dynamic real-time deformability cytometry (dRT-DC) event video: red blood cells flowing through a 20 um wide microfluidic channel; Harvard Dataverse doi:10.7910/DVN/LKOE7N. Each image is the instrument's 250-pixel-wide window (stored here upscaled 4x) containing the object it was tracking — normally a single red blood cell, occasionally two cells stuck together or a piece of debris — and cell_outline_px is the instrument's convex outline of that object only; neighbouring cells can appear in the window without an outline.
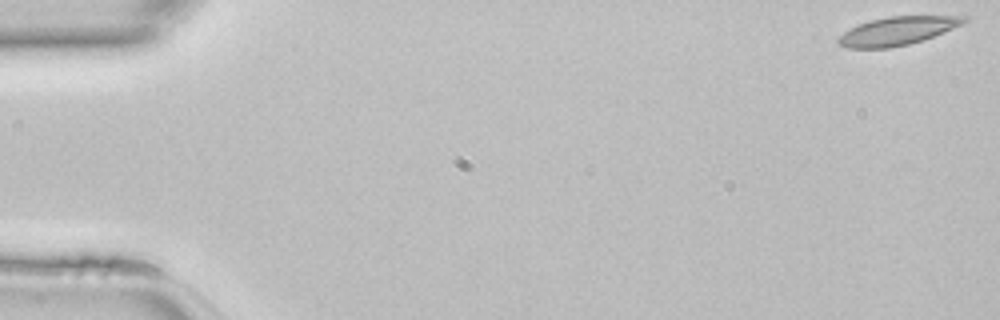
{"species": "common noctule bat (a hibernating species)", "species_latin": "Nyctalus noctula", "temperature_condition": "room temperature", "stored_images_in_passage": 41, "camera_frame_rate_fps": 3000, "um_per_image_px": 0.085, "animal": {"sex": "female", "body_mass_g": 22.7, "forearm_length_mm": 54.2}, "frame": {"image": 1, "passage_image": 1, "time_ms": 0.0, "image_size_px": [1000, 320], "cell_outline_px": [[972, 20], [932, 36], [908, 44], [888, 48], [848, 48], [836, 44], [836, 36], [868, 20], [888, 16], [968, 16]], "centroid_in_image_um": [76.24, 2.62], "position_along_channel_um": 8.8, "area_um2": 20.69}}
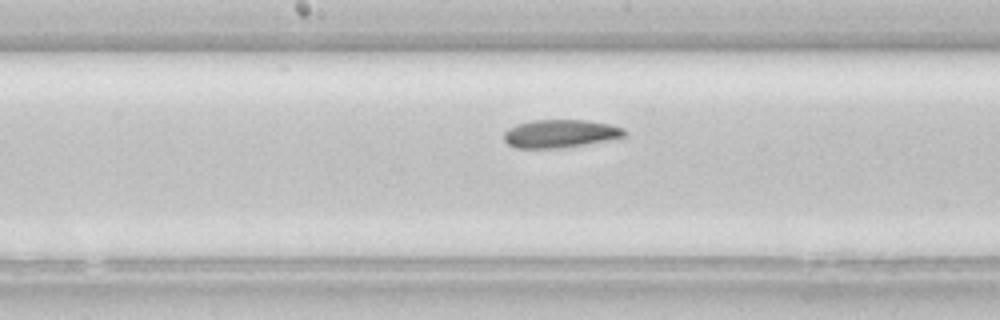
{"frame": {"image": 2, "passage_image": 24, "time_ms": 7.667, "image_size_px": [1000, 320], "cell_outline_px": [[628, 132], [624, 136], [608, 140], [560, 148], [516, 148], [508, 144], [504, 140], [504, 132], [508, 128], [532, 120], [588, 120], [612, 124], [624, 128]], "centroid_in_image_um": [47.64, 11.35], "position_along_channel_um": 200.6, "area_um2": 19.71}}
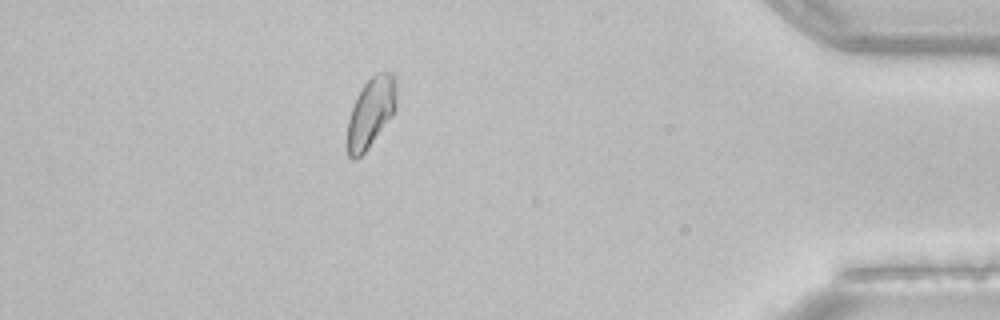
{"frame": {"image": 3, "passage_image": 41, "time_ms": 13.333, "image_size_px": [1000, 320], "cell_outline_px": [[396, 108], [392, 116], [368, 148], [356, 160], [352, 160], [348, 156], [348, 120], [352, 108], [364, 84], [376, 72], [392, 72], [396, 76]], "centroid_in_image_um": [31.55, 9.54], "position_along_channel_um": 403.6, "area_um2": 19.83}}